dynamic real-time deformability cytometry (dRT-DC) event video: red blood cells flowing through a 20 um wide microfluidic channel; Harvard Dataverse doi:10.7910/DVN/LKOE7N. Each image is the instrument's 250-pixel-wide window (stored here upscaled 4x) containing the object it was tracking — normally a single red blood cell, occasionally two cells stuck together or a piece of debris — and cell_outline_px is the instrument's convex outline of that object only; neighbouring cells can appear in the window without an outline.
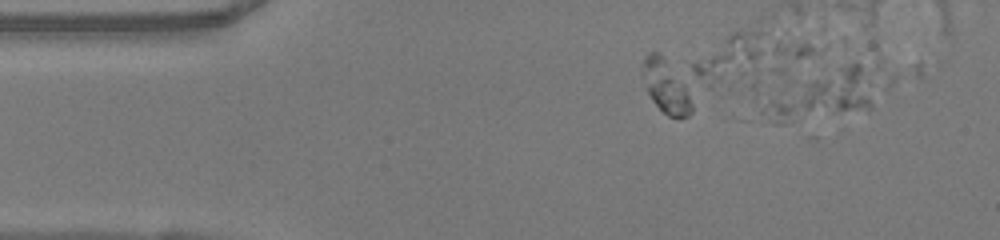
{"species": "human", "species_latin": "Homo sapiens", "temperature_condition": "warm", "stored_images_in_passage": 3, "camera_frame_rate_fps": 3000, "um_per_image_px": 0.085, "donor": {"sex": "female"}, "frame": {"image": 1, "passage_image": 1, "time_ms": 0.0, "image_size_px": [1000, 240], "cell_outline_px": [[896, 80], [872, 108], [868, 112], [784, 124], [772, 124], [736, 120], [780, 88], [872, 40], [876, 44], [896, 76]], "centroid_in_image_um": [70.51, 7.65], "position_along_channel_um": 14.5, "area_um2": 48.09}}